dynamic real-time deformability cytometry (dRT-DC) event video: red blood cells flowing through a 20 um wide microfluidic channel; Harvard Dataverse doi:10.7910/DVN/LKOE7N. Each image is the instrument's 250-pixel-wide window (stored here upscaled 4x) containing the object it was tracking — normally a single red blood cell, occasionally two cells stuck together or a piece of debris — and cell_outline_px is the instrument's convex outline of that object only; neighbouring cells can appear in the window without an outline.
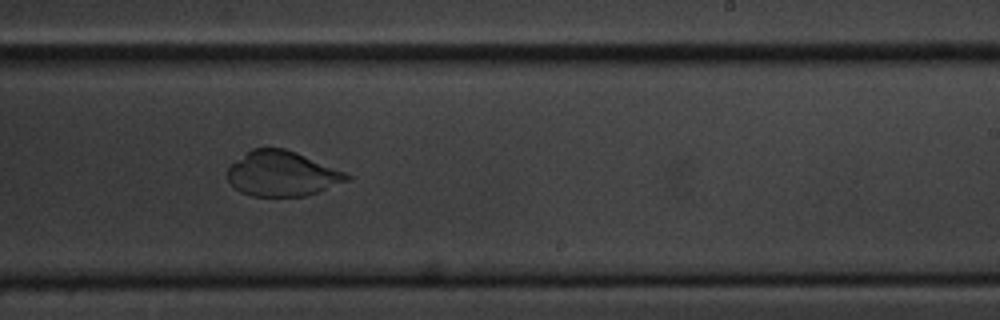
{"species": "common noctule bat (a hibernating species)", "species_latin": "Nyctalus noctula", "temperature_condition": "cold", "stored_images_in_passage": 48, "camera_frame_rate_fps": 3000, "um_per_image_px": 0.085, "animal": {"sex": "male", "body_mass_g": 20.1, "forearm_length_mm": 53.5}, "frame": {"image": 1, "passage_image": 33, "time_ms": 10.667, "image_size_px": [1000, 320], "cell_outline_px": [[352, 176], [348, 180], [316, 192], [304, 196], [252, 196], [240, 192], [228, 180], [228, 168], [232, 164], [252, 148], [284, 148], [296, 152], [344, 172]], "centroid_in_image_um": [23.95, 14.76], "position_along_channel_um": 265.0, "area_um2": 30.75}}
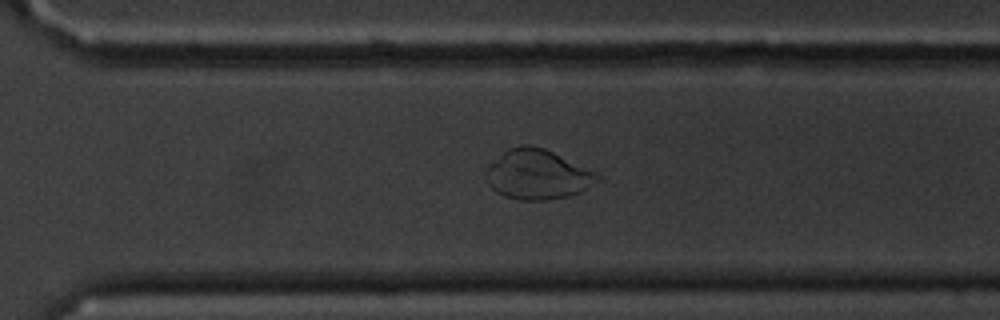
{"frame": {"image": 2, "passage_image": 38, "time_ms": 12.333, "image_size_px": [1000, 320], "cell_outline_px": [[604, 180], [580, 192], [568, 196], [548, 200], [520, 200], [504, 196], [496, 192], [488, 184], [484, 172], [488, 164], [508, 148], [524, 144], [528, 144], [544, 148], [596, 172]], "centroid_in_image_um": [45.69, 14.83], "position_along_channel_um": 324.9, "area_um2": 32.66}}
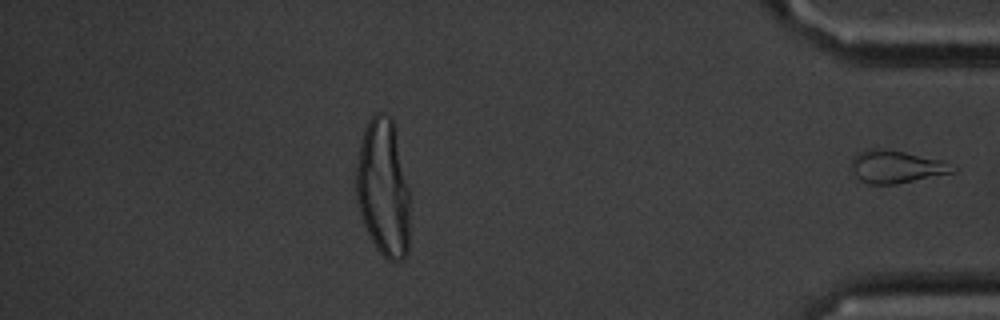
{"frame": {"image": 3, "passage_image": 48, "time_ms": 15.667, "image_size_px": [1000, 320], "cell_outline_px": [[956, 172], [896, 184], [868, 184], [860, 180], [848, 168], [852, 156], [860, 152], [872, 148], [904, 152], [944, 160], [956, 168]], "centroid_in_image_um": [76.15, 14.18], "position_along_channel_um": 359.1, "area_um2": 19.42}}